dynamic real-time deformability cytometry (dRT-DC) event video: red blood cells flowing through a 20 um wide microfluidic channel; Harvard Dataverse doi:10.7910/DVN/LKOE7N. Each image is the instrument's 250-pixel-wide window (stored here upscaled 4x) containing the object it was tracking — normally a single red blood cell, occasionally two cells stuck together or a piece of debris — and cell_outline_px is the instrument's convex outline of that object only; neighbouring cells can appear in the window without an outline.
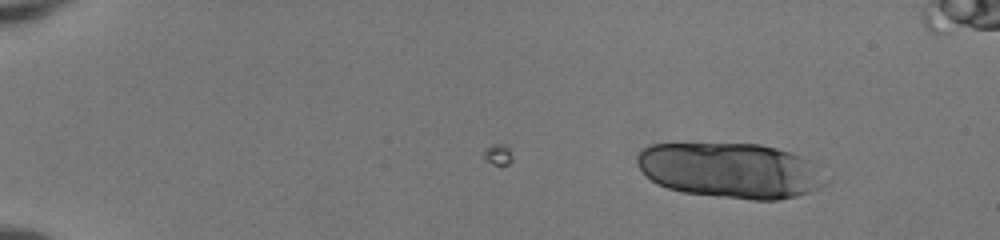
{"species": "human", "species_latin": "Homo sapiens", "temperature_condition": "room temperature", "stored_images_in_passage": 21, "camera_frame_rate_fps": 3000, "um_per_image_px": 0.085, "donor": {"sex": "female"}, "frame": {"image": 1, "passage_image": 1, "time_ms": 0.0, "image_size_px": [1000, 240], "cell_outline_px": [[832, 180], [828, 184], [808, 192], [796, 196], [776, 200], [752, 200], [680, 192], [656, 184], [636, 164], [636, 156], [648, 144], [760, 144], [776, 148], [800, 156], [808, 160], [832, 176]], "centroid_in_image_um": [62.16, 14.5], "position_along_channel_um": 22.8, "area_um2": 61.21}}
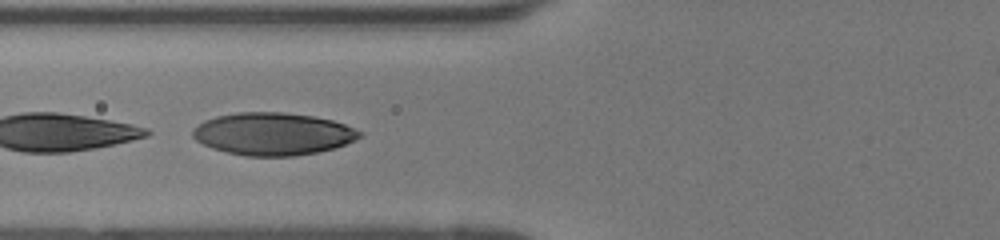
{"frame": {"image": 2, "passage_image": 17, "time_ms": 5.333, "image_size_px": [1000, 240], "cell_outline_px": [[364, 136], [356, 140], [332, 148], [316, 152], [292, 156], [244, 156], [212, 148], [196, 140], [192, 136], [192, 128], [204, 120], [216, 116], [236, 112], [284, 112], [312, 116], [332, 120], [344, 124], [364, 132]], "centroid_in_image_um": [23.19, 11.37], "position_along_channel_um": 102.6, "area_um2": 41.38}}